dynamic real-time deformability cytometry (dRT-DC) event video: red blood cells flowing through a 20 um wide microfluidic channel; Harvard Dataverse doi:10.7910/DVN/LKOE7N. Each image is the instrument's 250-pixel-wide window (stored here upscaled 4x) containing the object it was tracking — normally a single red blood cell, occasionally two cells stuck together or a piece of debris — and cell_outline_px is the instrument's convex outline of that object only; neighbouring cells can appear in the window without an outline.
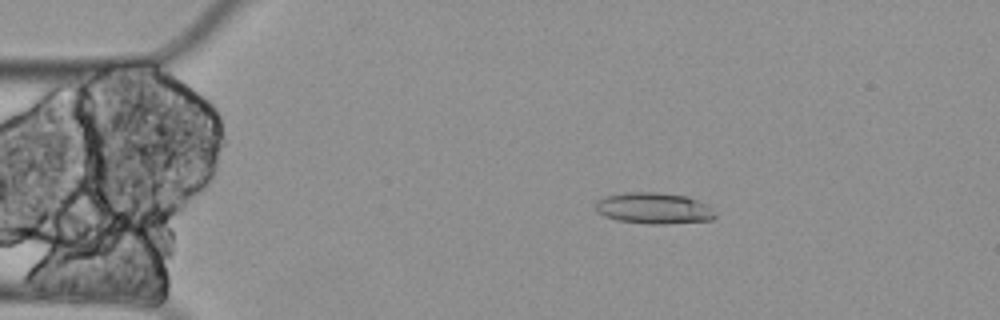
{"species": "Egyptian fruit bat (a non-hibernating species)", "species_latin": "Rousettus aegyptiacus", "temperature_condition": "cold", "stored_images_in_passage": 3, "segment_of_instrument_passage": [1, 2], "camera_frame_rate_fps": 3000, "um_per_image_px": 0.085, "animal": {"sex": "female"}, "frame": {"image": 1, "passage_image": 1, "time_ms": 0.0, "image_size_px": [1000, 320], "cell_outline_px": [[716, 216], [712, 220], [664, 224], [648, 224], [616, 220], [604, 216], [596, 212], [596, 200], [604, 196], [628, 192], [656, 192], [688, 196], [708, 204], [716, 212]], "centroid_in_image_um": [55.59, 17.7], "position_along_channel_um": 29.4, "area_um2": 22.08}}